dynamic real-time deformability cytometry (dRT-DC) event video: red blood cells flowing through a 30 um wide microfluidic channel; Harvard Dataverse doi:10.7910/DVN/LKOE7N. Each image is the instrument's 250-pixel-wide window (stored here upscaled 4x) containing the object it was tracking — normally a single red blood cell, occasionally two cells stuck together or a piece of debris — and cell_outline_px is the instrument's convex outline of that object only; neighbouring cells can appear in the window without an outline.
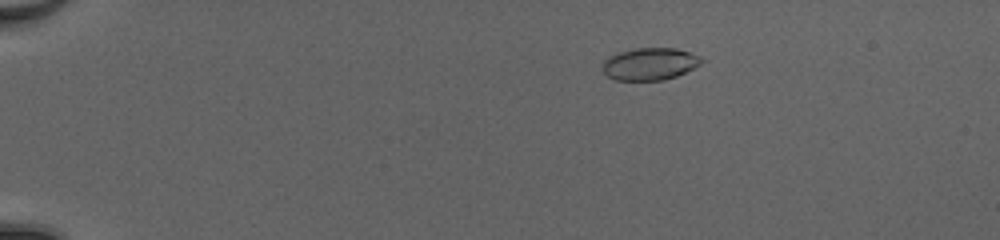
{"species": "common noctule bat (a hibernating species)", "species_latin": "Nyctalus noctula", "temperature_condition": "cold", "stored_images_in_passage": 53, "camera_frame_rate_fps": 3000, "um_per_image_px": 0.085, "animal": {"sex": "female", "body_mass_g": 20.0, "forearm_length_mm": 54.0}, "frame": {"image": 1, "passage_image": 12, "time_ms": 3.667, "image_size_px": [1000, 240], "cell_outline_px": [[704, 60], [700, 64], [676, 76], [664, 80], [616, 80], [608, 76], [604, 72], [604, 60], [608, 56], [632, 48], [676, 48], [700, 56]], "centroid_in_image_um": [55.23, 5.42], "position_along_channel_um": 29.8, "area_um2": 18.44}}
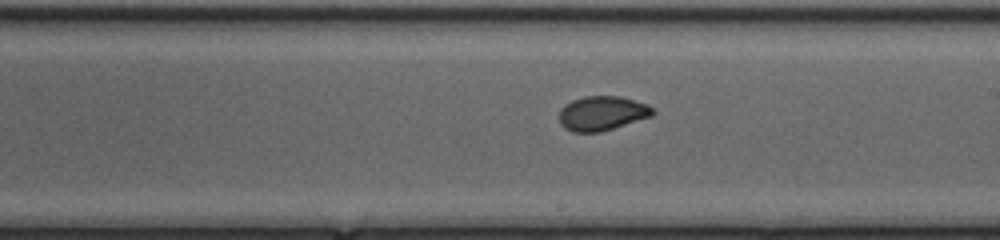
{"frame": {"image": 2, "passage_image": 34, "time_ms": 11.0, "image_size_px": [1000, 240], "cell_outline_px": [[656, 112], [652, 116], [600, 132], [572, 132], [564, 128], [560, 124], [560, 108], [564, 104], [572, 100], [584, 96], [620, 96], [648, 104]], "centroid_in_image_um": [51.17, 9.62], "position_along_channel_um": 237.8, "area_um2": 18.84}}
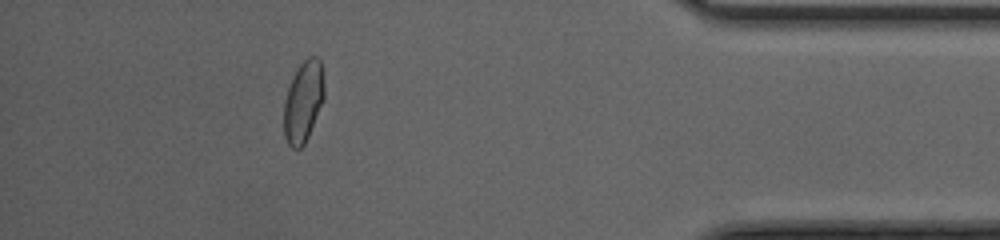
{"frame": {"image": 3, "passage_image": 49, "time_ms": 16.0, "image_size_px": [1000, 240], "cell_outline_px": [[324, 100], [308, 136], [304, 144], [300, 148], [292, 148], [288, 144], [284, 136], [284, 104], [288, 88], [292, 76], [300, 64], [308, 56], [316, 56], [320, 60], [324, 84]], "centroid_in_image_um": [25.78, 8.62], "position_along_channel_um": 409.4, "area_um2": 19.07}, "authors_computed_cell_mechanics": {"area_um2": 19.0162, "velocity_mm_per_s": 4.1672, "shape_relaxation_time_tau1_ms": 3.8613, "shape_relaxation_time_tau2_ms": 0.7604, "deformation_change_tau1": 0.1368, "deformation_change_tau2": 0.0397}}